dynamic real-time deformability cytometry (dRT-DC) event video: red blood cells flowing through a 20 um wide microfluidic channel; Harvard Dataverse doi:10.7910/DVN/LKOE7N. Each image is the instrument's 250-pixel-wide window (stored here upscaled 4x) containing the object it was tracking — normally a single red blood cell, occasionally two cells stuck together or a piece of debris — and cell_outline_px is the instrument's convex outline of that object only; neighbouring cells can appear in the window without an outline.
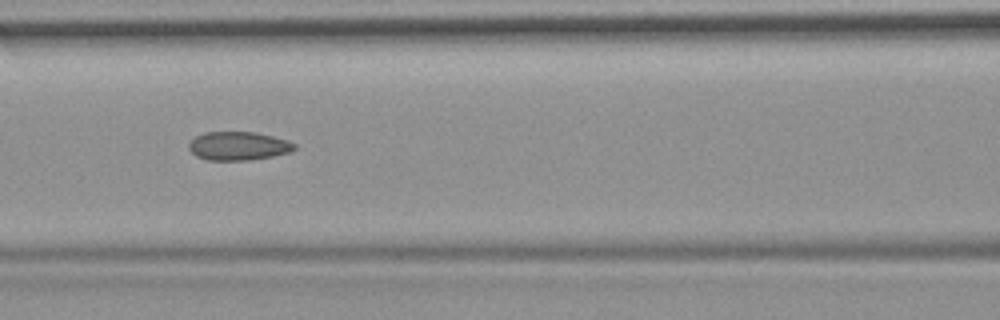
{"species": "common noctule bat (a hibernating species)", "species_latin": "Nyctalus noctula", "temperature_condition": "room temperature", "stored_images_in_passage": 11, "camera_frame_rate_fps": 3000, "um_per_image_px": 0.085, "animal": {"sex": "female", "body_mass_g": 19.9}, "frame": {"image": 1, "passage_image": 7, "time_ms": 2.0, "image_size_px": [1000, 320], "cell_outline_px": [[296, 148], [292, 152], [272, 156], [248, 160], [208, 160], [196, 156], [188, 148], [188, 144], [196, 136], [204, 132], [256, 132], [288, 140], [296, 144]], "centroid_in_image_um": [20.28, 12.4], "position_along_channel_um": 146.3, "area_um2": 17.63}}